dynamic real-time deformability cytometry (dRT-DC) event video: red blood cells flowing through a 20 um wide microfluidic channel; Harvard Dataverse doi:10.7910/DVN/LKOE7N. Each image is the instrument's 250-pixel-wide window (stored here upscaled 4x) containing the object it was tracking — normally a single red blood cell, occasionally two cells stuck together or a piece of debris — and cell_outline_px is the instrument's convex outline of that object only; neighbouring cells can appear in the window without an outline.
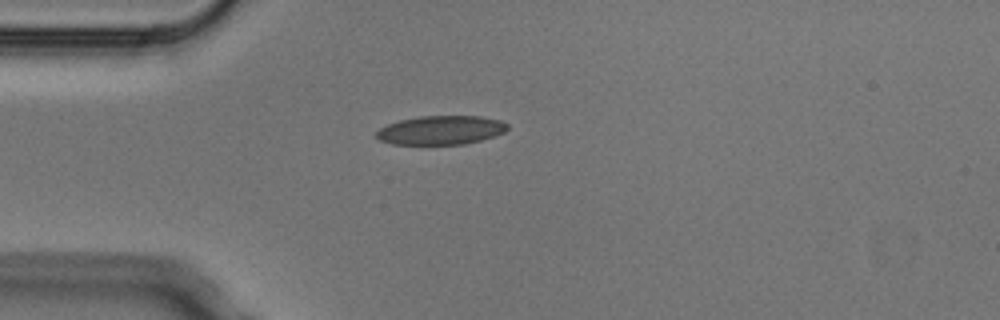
{"species": "Egyptian fruit bat (a non-hibernating species)", "species_latin": "Rousettus aegyptiacus", "temperature_condition": "cold", "stored_images_in_passage": 1, "camera_frame_rate_fps": 3000, "um_per_image_px": 0.085, "animal": {"sex": "male"}, "frame": {"image": 1, "passage_image": 1, "time_ms": 0.0, "image_size_px": [1000, 320], "cell_outline_px": [[508, 128], [504, 132], [480, 140], [464, 144], [392, 144], [380, 140], [376, 136], [376, 132], [380, 128], [388, 124], [400, 120], [420, 116], [480, 116], [500, 120], [508, 124]], "centroid_in_image_um": [37.47, 11.06], "position_along_channel_um": 47.5, "area_um2": 21.91}}